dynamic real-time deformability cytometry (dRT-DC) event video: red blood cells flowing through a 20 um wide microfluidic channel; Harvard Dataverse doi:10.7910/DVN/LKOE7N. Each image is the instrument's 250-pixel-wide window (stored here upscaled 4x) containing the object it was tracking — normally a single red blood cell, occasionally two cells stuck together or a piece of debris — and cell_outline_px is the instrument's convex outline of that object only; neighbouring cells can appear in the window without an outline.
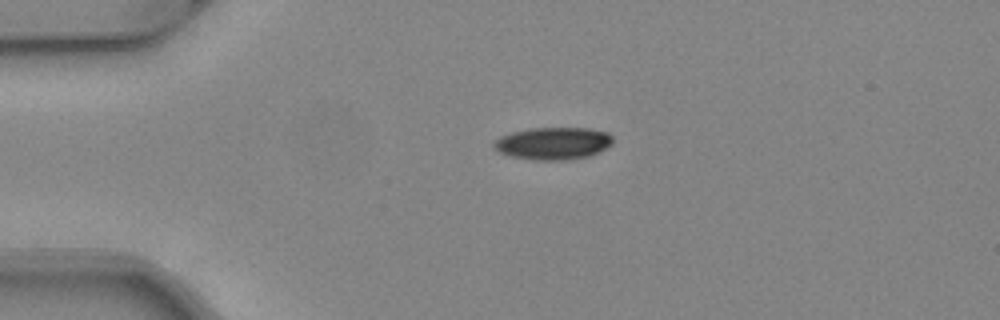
{"species": "common noctule bat (a hibernating species)", "species_latin": "Nyctalus noctula", "temperature_condition": "warm", "stored_images_in_passage": 50, "camera_frame_rate_fps": 3000, "um_per_image_px": 0.085, "animal": {"sex": "female", "body_mass_g": 24.6, "forearm_length_mm": 56.2}, "frame": {"image": 1, "passage_image": 11, "time_ms": 3.333, "image_size_px": [1000, 320], "cell_outline_px": [[612, 144], [588, 156], [568, 160], [532, 160], [512, 156], [500, 152], [492, 144], [500, 136], [512, 132], [528, 128], [588, 128], [608, 132], [612, 136]], "centroid_in_image_um": [47.01, 12.18], "position_along_channel_um": 38.0, "area_um2": 22.31}}
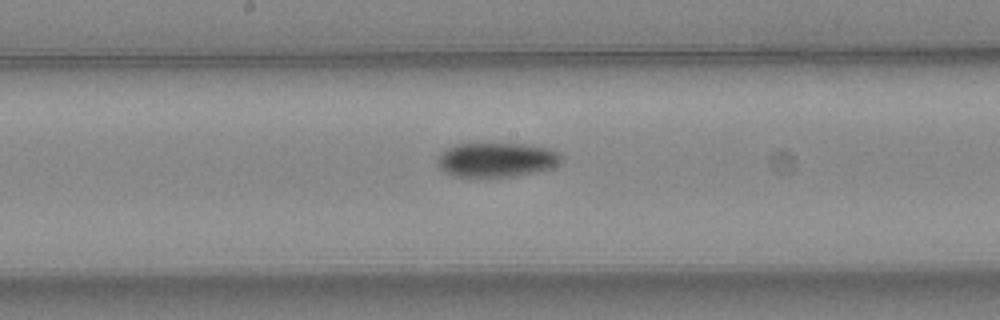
{"frame": {"image": 2, "passage_image": 26, "time_ms": 8.333, "image_size_px": [1000, 320], "cell_outline_px": [[564, 160], [560, 164], [552, 168], [536, 172], [516, 176], [480, 180], [452, 176], [444, 172], [436, 164], [440, 152], [456, 144], [524, 144], [548, 148], [564, 156]], "centroid_in_image_um": [42.19, 13.64], "position_along_channel_um": 206.0, "area_um2": 25.84}}
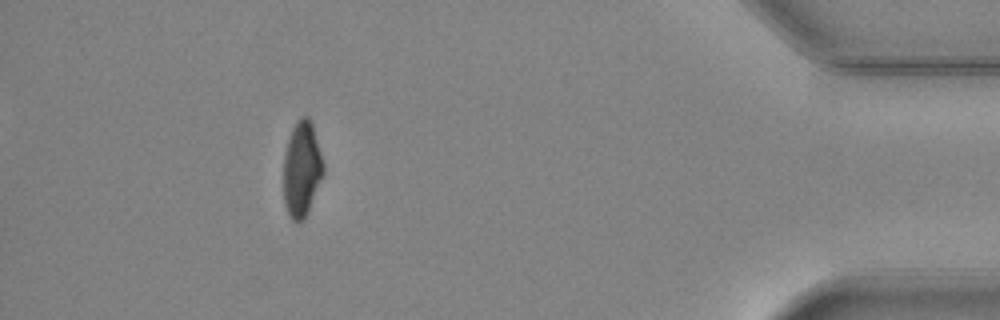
{"frame": {"image": 3, "passage_image": 45, "time_ms": 14.667, "image_size_px": [1000, 320], "cell_outline_px": [[324, 172], [308, 212], [304, 220], [296, 224], [292, 220], [284, 204], [284, 152], [292, 128], [296, 120], [300, 116], [308, 116], [312, 120], [324, 164]], "centroid_in_image_um": [25.66, 14.35], "position_along_channel_um": 409.5, "area_um2": 22.43}, "authors_computed_cell_mechanics": {"area_um2": 23.6402, "velocity_mm_per_s": 4.0918, "shape_relaxation_time_tau1_ms": 3.6974, "shape_relaxation_time_tau2_ms": 6.4462, "deformation_change_tau1": 0.1527, "deformation_change_tau2": 0.1215}}